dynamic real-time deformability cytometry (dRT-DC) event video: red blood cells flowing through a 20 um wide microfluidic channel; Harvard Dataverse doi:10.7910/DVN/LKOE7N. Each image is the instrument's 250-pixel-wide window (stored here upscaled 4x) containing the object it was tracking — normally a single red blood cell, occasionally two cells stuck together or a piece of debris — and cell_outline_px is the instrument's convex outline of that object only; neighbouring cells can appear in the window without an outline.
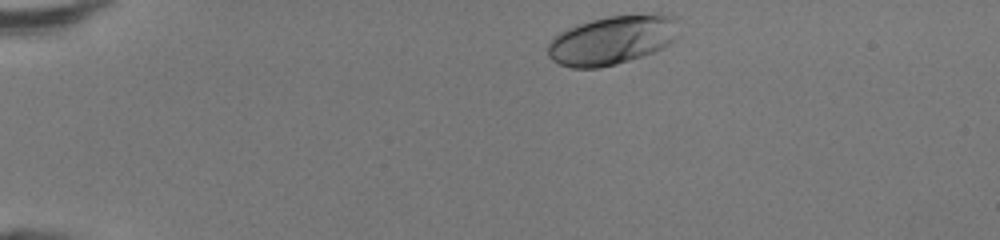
{"species": "human", "species_latin": "Homo sapiens", "temperature_condition": "room temperature", "stored_images_in_passage": 36, "camera_frame_rate_fps": 3000, "um_per_image_px": 0.085, "donor": {"sex": "female"}, "frame": {"image": 1, "passage_image": 1, "time_ms": 0.0, "image_size_px": [1000, 240], "cell_outline_px": [[680, 36], [676, 40], [652, 52], [616, 64], [600, 68], [572, 68], [560, 64], [552, 60], [548, 56], [548, 44], [560, 32], [576, 24], [608, 16], [656, 12], [660, 12], [676, 16], [680, 20]], "centroid_in_image_um": [52.13, 3.36], "position_along_channel_um": 32.9, "area_um2": 38.03}}
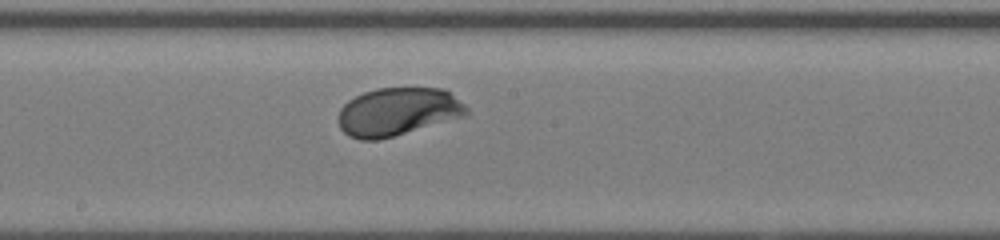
{"frame": {"image": 2, "passage_image": 19, "time_ms": 6.0, "image_size_px": [1000, 240], "cell_outline_px": [[468, 116], [392, 136], [376, 140], [360, 140], [348, 136], [340, 128], [336, 116], [340, 108], [348, 100], [364, 92], [376, 88], [444, 88], [464, 104], [468, 108]], "centroid_in_image_um": [33.79, 9.5], "position_along_channel_um": 214.4, "area_um2": 36.13}}
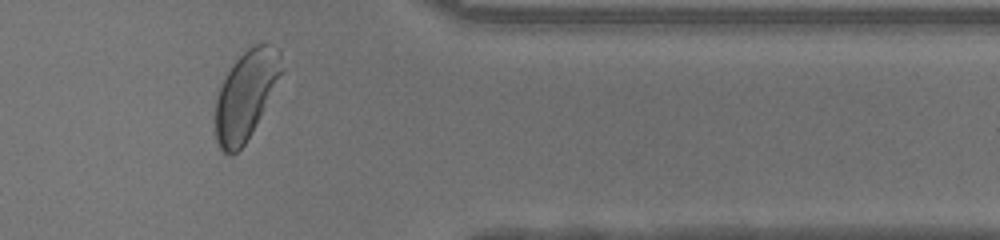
{"frame": {"image": 3, "passage_image": 32, "time_ms": 10.333, "image_size_px": [1000, 240], "cell_outline_px": [[284, 68], [260, 116], [244, 144], [232, 156], [224, 152], [220, 148], [216, 140], [216, 96], [232, 64], [248, 48], [256, 44], [272, 44], [280, 48]], "centroid_in_image_um": [20.91, 8.04], "position_along_channel_um": 390.5, "area_um2": 33.58}, "authors_computed_cell_mechanics": {"area_um2": 35.6337, "velocity_mm_per_s": 4.2824, "shape_relaxation_time_tau1_ms": 1.7163, "shape_relaxation_time_tau2_ms": null, "deformation_change_tau1": 0.1266, "deformation_change_tau2": null}}